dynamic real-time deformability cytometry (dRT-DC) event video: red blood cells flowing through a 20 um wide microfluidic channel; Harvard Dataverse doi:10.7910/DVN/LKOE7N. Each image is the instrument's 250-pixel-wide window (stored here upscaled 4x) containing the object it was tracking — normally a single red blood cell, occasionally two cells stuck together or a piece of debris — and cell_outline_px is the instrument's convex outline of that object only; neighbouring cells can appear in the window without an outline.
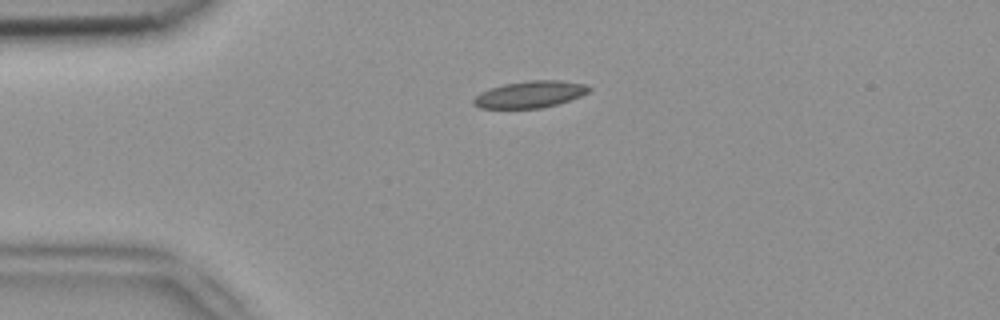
{"species": "common noctule bat (a hibernating species)", "species_latin": "Nyctalus noctula", "temperature_condition": "room temperature", "stored_images_in_passage": 40, "camera_frame_rate_fps": 3000, "um_per_image_px": 0.085, "animal": {"sex": "female", "body_mass_g": 18.4}, "frame": {"image": 1, "passage_image": 1, "time_ms": 0.0, "image_size_px": [1000, 320], "cell_outline_px": [[592, 88], [588, 92], [580, 96], [556, 104], [540, 108], [480, 108], [472, 104], [472, 100], [480, 92], [504, 84], [528, 80], [560, 80], [588, 84]], "centroid_in_image_um": [45.06, 8.01], "position_along_channel_um": 39.9, "area_um2": 17.98}}
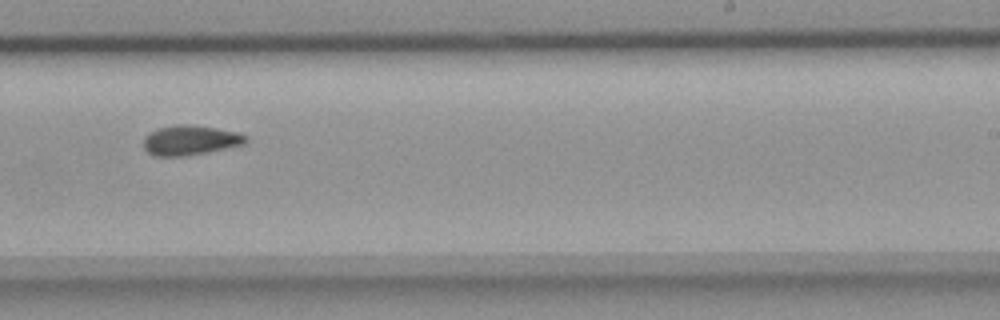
{"frame": {"image": 2, "passage_image": 21, "time_ms": 6.667, "image_size_px": [1000, 320], "cell_outline_px": [[248, 140], [244, 144], [208, 152], [184, 156], [156, 156], [148, 152], [144, 148], [144, 136], [156, 128], [176, 124], [192, 124], [240, 132], [248, 136]], "centroid_in_image_um": [16.18, 11.9], "position_along_channel_um": 272.8, "area_um2": 17.98}}
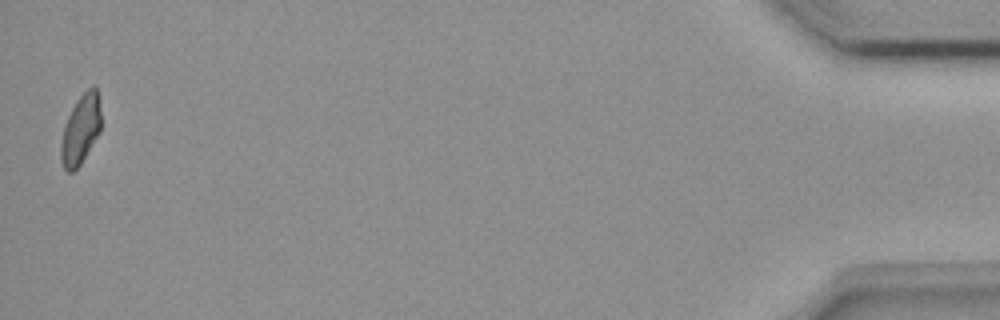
{"frame": {"image": 3, "passage_image": 40, "time_ms": 13.0, "image_size_px": [1000, 320], "cell_outline_px": [[100, 132], [80, 164], [72, 172], [68, 172], [64, 168], [60, 160], [60, 144], [64, 124], [76, 100], [92, 84], [96, 88], [100, 112]], "centroid_in_image_um": [6.83, 11.02], "position_along_channel_um": 428.4, "area_um2": 16.13}, "authors_computed_cell_mechanics": {"area_um2": 17.2822, "velocity_mm_per_s": 3.9095, "shape_relaxation_time_tau1_ms": null, "shape_relaxation_time_tau2_ms": 8.7433, "deformation_change_tau1": null, "deformation_change_tau2": 0.1423}}